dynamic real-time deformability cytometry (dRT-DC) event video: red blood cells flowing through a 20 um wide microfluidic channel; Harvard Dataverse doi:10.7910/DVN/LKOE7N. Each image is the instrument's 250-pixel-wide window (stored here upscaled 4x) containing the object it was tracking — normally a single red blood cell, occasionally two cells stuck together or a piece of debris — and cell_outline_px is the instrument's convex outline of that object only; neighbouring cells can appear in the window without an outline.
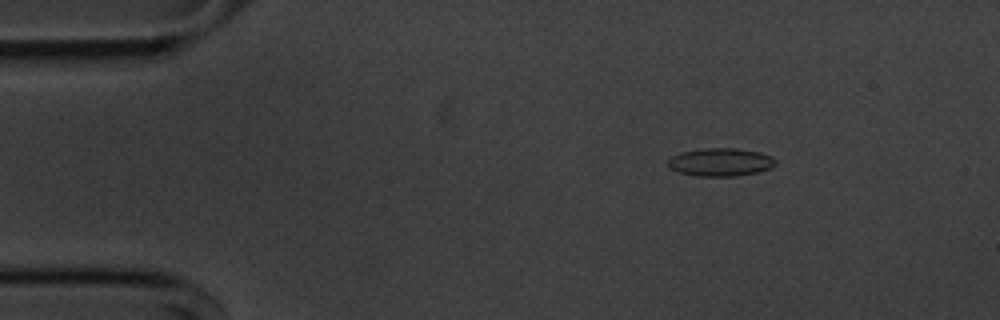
{"species": "common noctule bat (a hibernating species)", "species_latin": "Nyctalus noctula", "temperature_condition": "cold", "stored_images_in_passage": 54, "camera_frame_rate_fps": 3000, "um_per_image_px": 0.085, "animal": {"sex": "male", "body_mass_g": 20.1, "forearm_length_mm": 53.5}, "frame": {"image": 1, "passage_image": 8, "time_ms": 2.333, "image_size_px": [1000, 320], "cell_outline_px": [[776, 164], [772, 168], [760, 172], [736, 176], [696, 176], [680, 172], [668, 168], [668, 160], [672, 156], [680, 152], [704, 148], [736, 148], [760, 152], [772, 156], [776, 160]], "centroid_in_image_um": [61.27, 13.78], "position_along_channel_um": 23.7, "area_um2": 17.8}}
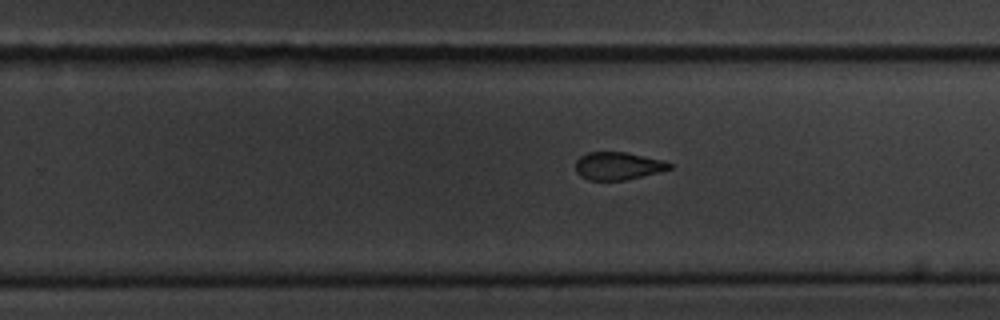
{"frame": {"image": 2, "passage_image": 34, "time_ms": 11.0, "image_size_px": [1000, 320], "cell_outline_px": [[672, 168], [624, 180], [588, 180], [580, 176], [576, 172], [576, 160], [580, 156], [588, 152], [624, 152], [664, 160], [672, 164]], "centroid_in_image_um": [52.49, 14.1], "position_along_channel_um": 277.3, "area_um2": 15.03}}
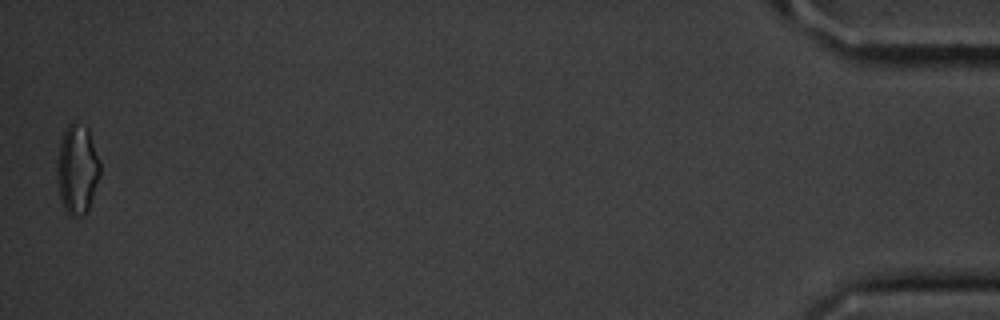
{"frame": {"image": 3, "passage_image": 54, "time_ms": 17.667, "image_size_px": [1000, 320], "cell_outline_px": [[100, 176], [88, 212], [80, 216], [68, 216], [64, 208], [60, 196], [56, 176], [56, 160], [60, 144], [64, 132], [68, 124], [72, 124], [88, 128], [100, 160]], "centroid_in_image_um": [6.57, 14.45], "position_along_channel_um": 428.6, "area_um2": 22.54}, "authors_computed_cell_mechanics": {"area_um2": 17.2244, "velocity_mm_per_s": 3.6626, "shape_relaxation_time_tau1_ms": 6.7006, "shape_relaxation_time_tau2_ms": 3.3288, "deformation_change_tau1": 0.1441, "deformation_change_tau2": 0.1012}}